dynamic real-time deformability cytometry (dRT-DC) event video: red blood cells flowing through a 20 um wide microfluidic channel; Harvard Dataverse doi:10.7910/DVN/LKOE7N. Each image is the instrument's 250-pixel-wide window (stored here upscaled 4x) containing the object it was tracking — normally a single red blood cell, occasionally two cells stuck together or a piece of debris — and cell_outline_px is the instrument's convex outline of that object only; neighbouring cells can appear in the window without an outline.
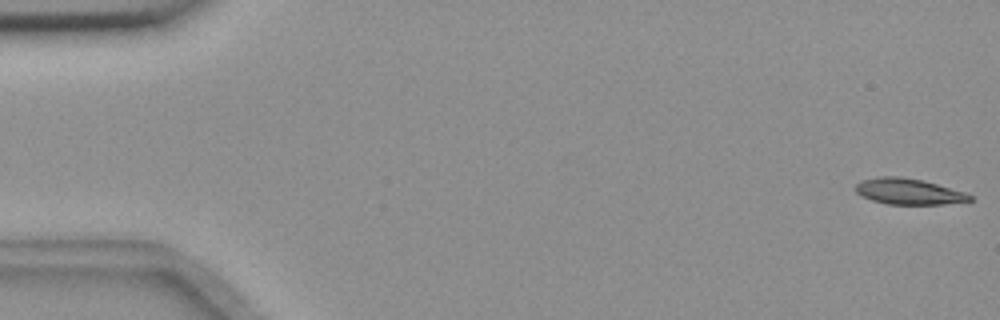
{"species": "common noctule bat (a hibernating species)", "species_latin": "Nyctalus noctula", "temperature_condition": "room temperature", "stored_images_in_passage": 11, "camera_frame_rate_fps": 3000, "um_per_image_px": 0.085, "animal": {"sex": "female", "body_mass_g": 18.4}, "frame": {"image": 1, "passage_image": 1, "time_ms": 0.0, "image_size_px": [1000, 320], "cell_outline_px": [[972, 200], [944, 204], [888, 204], [872, 200], [856, 192], [856, 184], [864, 180], [880, 176], [900, 176], [924, 180], [964, 192], [972, 196]], "centroid_in_image_um": [77.24, 16.27], "position_along_channel_um": 7.8, "area_um2": 17.05}}
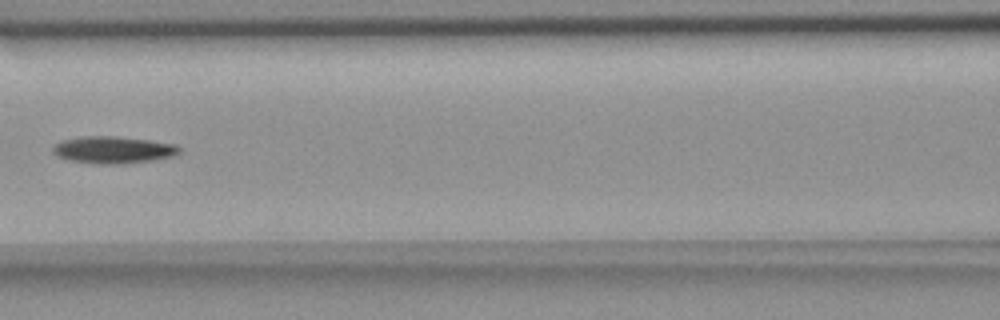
{"frame": {"image": 2, "passage_image": 8, "time_ms": 2.333, "image_size_px": [1000, 320], "cell_outline_px": [[180, 152], [176, 156], [152, 160], [120, 164], [96, 164], [68, 160], [56, 156], [52, 152], [52, 148], [56, 144], [64, 140], [84, 136], [116, 136], [148, 140], [176, 144], [180, 148]], "centroid_in_image_um": [9.63, 12.74], "position_along_channel_um": 157.0, "area_um2": 20.0}}
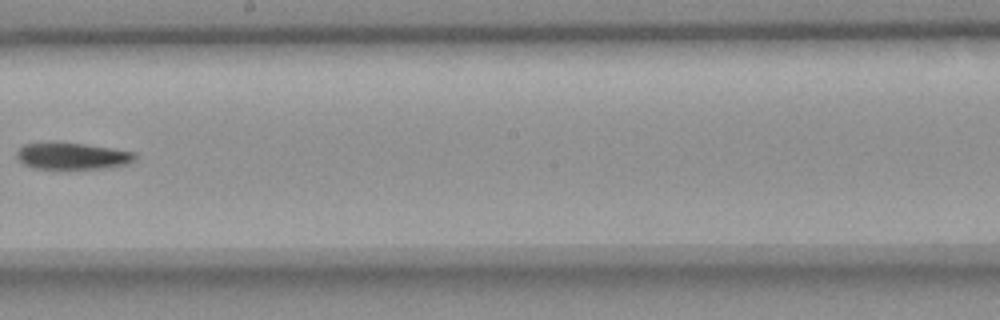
{"frame": {"image": 3, "passage_image": 10, "time_ms": 3.0, "image_size_px": [1000, 320], "cell_outline_px": [[136, 160], [128, 164], [104, 168], [32, 168], [24, 164], [16, 156], [16, 152], [24, 144], [84, 144], [112, 148], [136, 152]], "centroid_in_image_um": [6.21, 13.28], "position_along_channel_um": 242.0, "area_um2": 17.86}}